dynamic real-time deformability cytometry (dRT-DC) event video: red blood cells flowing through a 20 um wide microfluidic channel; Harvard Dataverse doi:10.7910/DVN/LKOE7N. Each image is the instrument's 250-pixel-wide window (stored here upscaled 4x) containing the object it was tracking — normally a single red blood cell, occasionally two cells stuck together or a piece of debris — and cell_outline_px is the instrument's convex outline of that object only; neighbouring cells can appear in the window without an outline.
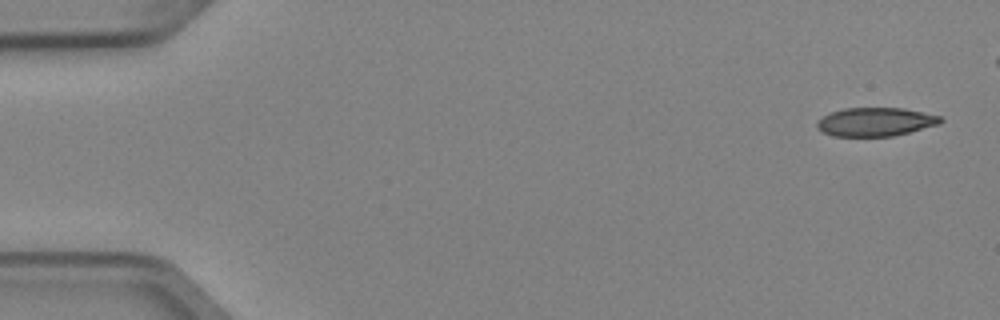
{"species": "Egyptian fruit bat (a non-hibernating species)", "species_latin": "Rousettus aegyptiacus", "temperature_condition": "cold", "stored_images_in_passage": 4, "camera_frame_rate_fps": 3000, "um_per_image_px": 0.085, "animal": {"sex": "female"}, "frame": {"image": 1, "passage_image": 1, "time_ms": 0.0, "image_size_px": [1000, 320], "cell_outline_px": [[944, 120], [940, 124], [892, 136], [832, 136], [816, 128], [816, 124], [828, 112], [844, 108], [904, 108], [940, 116]], "centroid_in_image_um": [74.41, 10.35], "position_along_channel_um": 10.6, "area_um2": 20.52}}